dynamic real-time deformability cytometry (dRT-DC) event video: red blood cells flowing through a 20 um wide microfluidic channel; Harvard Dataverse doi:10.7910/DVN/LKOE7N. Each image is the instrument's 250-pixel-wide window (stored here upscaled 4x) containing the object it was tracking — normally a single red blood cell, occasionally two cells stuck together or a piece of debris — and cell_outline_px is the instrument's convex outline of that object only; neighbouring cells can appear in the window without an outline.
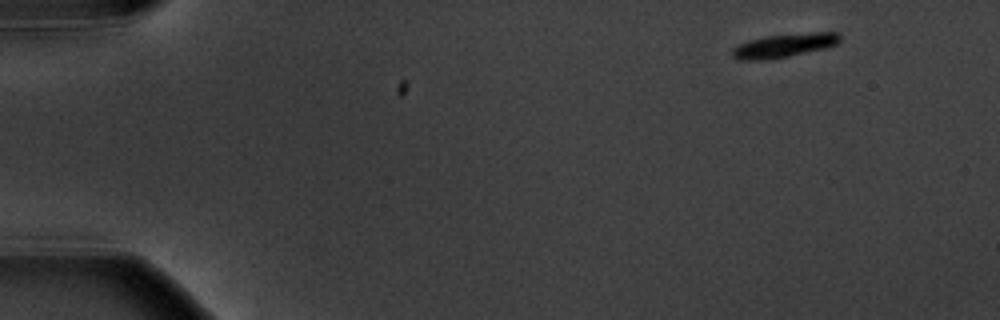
{"species": "common noctule bat (a hibernating species)", "species_latin": "Nyctalus noctula", "temperature_condition": "warm", "stored_images_in_passage": 5, "camera_frame_rate_fps": 3000, "um_per_image_px": 0.085, "animal": {"sex": "male", "body_mass_g": 20.1, "forearm_length_mm": 53.5}, "frame": {"image": 1, "passage_image": 1, "time_ms": 0.0, "image_size_px": [1000, 320], "cell_outline_px": [[840, 40], [836, 44], [824, 48], [788, 56], [764, 60], [740, 60], [732, 56], [732, 48], [748, 40], [764, 36], [812, 32], [840, 32]], "centroid_in_image_um": [66.64, 3.85], "position_along_channel_um": 18.4, "area_um2": 14.8}}
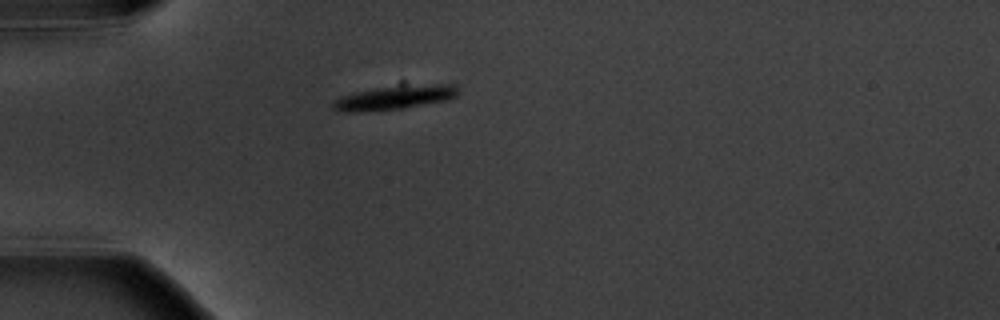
{"frame": {"image": 2, "passage_image": 4, "time_ms": 3.667, "image_size_px": [1000, 320], "cell_outline_px": [[456, 96], [444, 100], [404, 108], [360, 112], [344, 112], [332, 108], [332, 100], [340, 96], [356, 92], [376, 88], [440, 84], [456, 84]], "centroid_in_image_um": [33.44, 8.31], "position_along_channel_um": 51.6, "area_um2": 16.99}}